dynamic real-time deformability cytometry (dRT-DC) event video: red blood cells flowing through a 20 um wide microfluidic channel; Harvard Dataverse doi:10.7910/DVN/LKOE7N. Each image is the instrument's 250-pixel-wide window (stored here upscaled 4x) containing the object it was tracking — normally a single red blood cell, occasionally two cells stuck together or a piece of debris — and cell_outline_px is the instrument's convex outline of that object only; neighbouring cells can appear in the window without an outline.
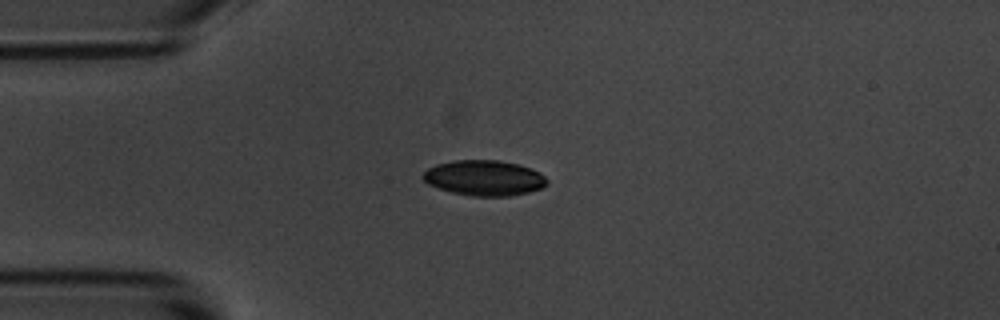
{"species": "common noctule bat (a hibernating species)", "species_latin": "Nyctalus noctula", "temperature_condition": "room temperature", "stored_images_in_passage": 3, "camera_frame_rate_fps": 3000, "um_per_image_px": 0.085, "animal": {"sex": "male", "body_mass_g": 20.1, "forearm_length_mm": 53.5}, "frame": {"image": 1, "passage_image": 1, "time_ms": 0.0, "image_size_px": [1000, 320], "cell_outline_px": [[548, 184], [544, 188], [512, 196], [472, 196], [452, 192], [428, 184], [420, 176], [428, 168], [436, 164], [456, 160], [500, 160], [520, 164], [540, 172], [548, 180]], "centroid_in_image_um": [41.19, 15.12], "position_along_channel_um": 43.8, "area_um2": 25.78}}
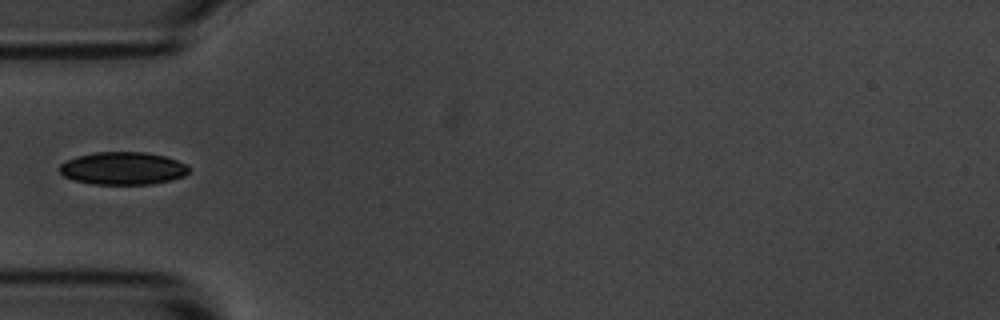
{"frame": {"image": 2, "passage_image": 2, "time_ms": 1.333, "image_size_px": [1000, 320], "cell_outline_px": [[188, 172], [184, 176], [152, 184], [92, 184], [76, 180], [64, 176], [60, 172], [60, 164], [76, 156], [96, 152], [144, 152], [164, 156], [176, 160], [184, 164], [188, 168]], "centroid_in_image_um": [10.42, 14.31], "position_along_channel_um": 74.6, "area_um2": 24.33}}